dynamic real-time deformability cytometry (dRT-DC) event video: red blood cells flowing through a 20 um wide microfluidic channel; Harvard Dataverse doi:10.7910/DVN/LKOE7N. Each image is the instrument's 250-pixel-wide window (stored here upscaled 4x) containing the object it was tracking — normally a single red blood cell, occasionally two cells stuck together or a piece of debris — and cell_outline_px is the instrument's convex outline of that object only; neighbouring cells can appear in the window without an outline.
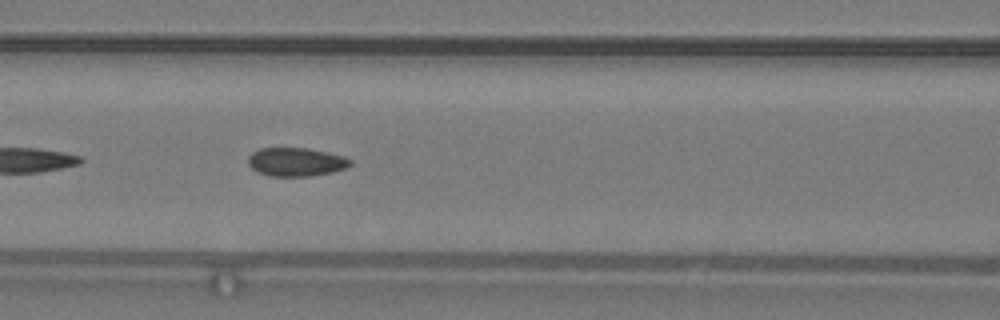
{"species": "common noctule bat (a hibernating species)", "species_latin": "Nyctalus noctula", "temperature_condition": "warm", "stored_images_in_passage": 14, "camera_frame_rate_fps": 3000, "um_per_image_px": 0.085, "animal": {"sex": "male", "body_mass_g": 19.2, "forearm_length_mm": 51.8}, "frame": {"image": 1, "passage_image": 12, "time_ms": 3.667, "image_size_px": [1000, 320], "cell_outline_px": [[352, 164], [348, 168], [332, 172], [308, 176], [268, 176], [252, 168], [248, 164], [248, 156], [252, 152], [260, 148], [308, 148], [344, 156], [352, 160]], "centroid_in_image_um": [25.18, 13.76], "position_along_channel_um": 141.4, "area_um2": 17.05}}